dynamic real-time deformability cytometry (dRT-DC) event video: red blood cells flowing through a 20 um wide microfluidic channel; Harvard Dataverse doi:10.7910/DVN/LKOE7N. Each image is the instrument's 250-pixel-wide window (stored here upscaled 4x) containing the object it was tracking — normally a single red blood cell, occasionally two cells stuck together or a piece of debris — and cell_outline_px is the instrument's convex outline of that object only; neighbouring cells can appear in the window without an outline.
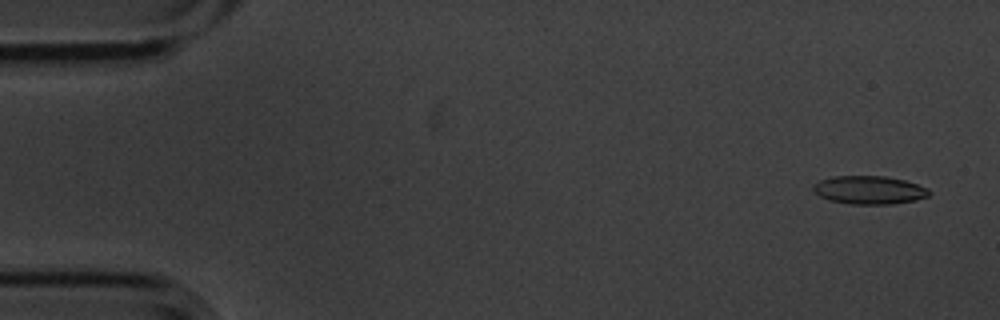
{"species": "common noctule bat (a hibernating species)", "species_latin": "Nyctalus noctula", "temperature_condition": "cold", "stored_images_in_passage": 7, "camera_frame_rate_fps": 3000, "um_per_image_px": 0.085, "animal": {"sex": "male", "body_mass_g": 20.1, "forearm_length_mm": 53.5}, "frame": {"image": 1, "passage_image": 1, "time_ms": 0.0, "image_size_px": [1000, 320], "cell_outline_px": [[932, 192], [928, 196], [916, 200], [892, 204], [848, 204], [828, 200], [812, 192], [812, 184], [820, 180], [832, 176], [884, 176], [904, 180], [928, 188]], "centroid_in_image_um": [73.85, 16.15], "position_along_channel_um": 11.2, "area_um2": 19.31}}
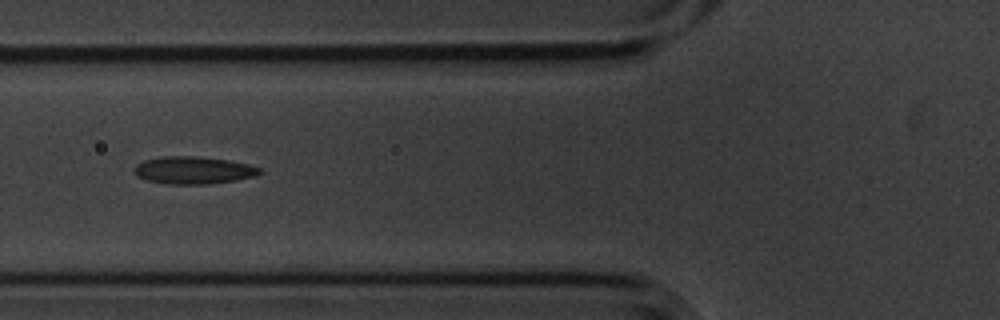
{"frame": {"image": 2, "passage_image": 6, "time_ms": 1.667, "image_size_px": [1000, 320], "cell_outline_px": [[264, 172], [256, 176], [236, 180], [208, 184], [164, 184], [148, 180], [136, 176], [136, 164], [144, 160], [160, 156], [196, 156], [228, 160], [248, 164], [260, 168]], "centroid_in_image_um": [16.46, 14.47], "position_along_channel_um": 109.3, "area_um2": 20.11}}
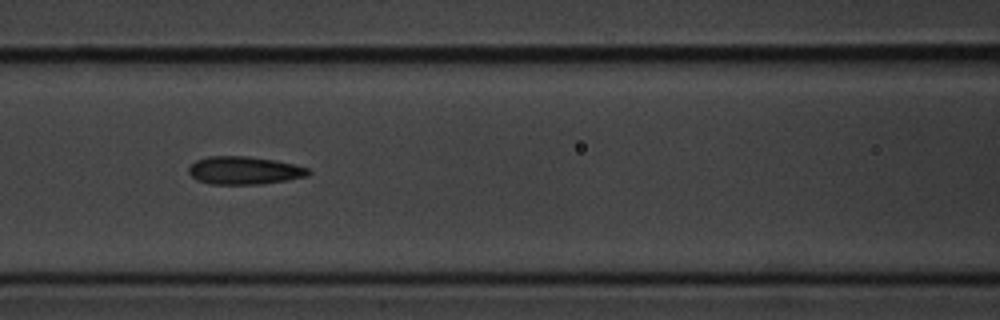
{"frame": {"image": 3, "passage_image": 7, "time_ms": 2.0, "image_size_px": [1000, 320], "cell_outline_px": [[312, 172], [308, 176], [288, 180], [260, 184], [212, 184], [196, 180], [188, 172], [188, 168], [196, 160], [208, 156], [248, 156], [276, 160], [308, 168]], "centroid_in_image_um": [20.77, 14.48], "position_along_channel_um": 145.8, "area_um2": 19.54}}